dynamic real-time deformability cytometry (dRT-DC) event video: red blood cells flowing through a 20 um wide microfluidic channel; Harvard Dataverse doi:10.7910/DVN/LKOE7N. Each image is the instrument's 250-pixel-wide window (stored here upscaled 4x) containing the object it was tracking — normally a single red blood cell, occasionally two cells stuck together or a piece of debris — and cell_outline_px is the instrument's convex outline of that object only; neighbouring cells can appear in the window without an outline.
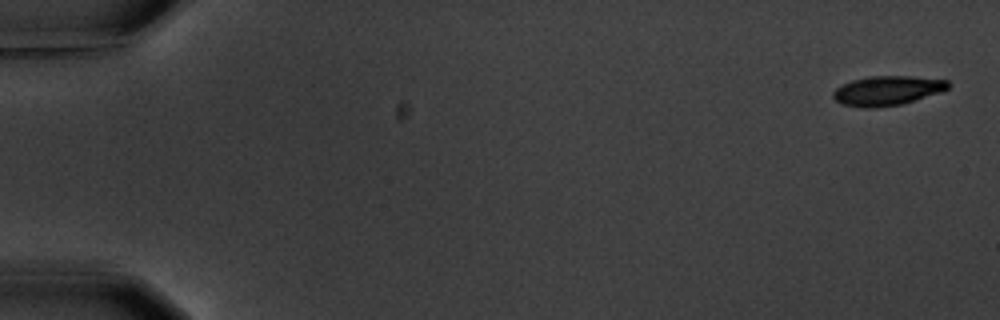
{"species": "common noctule bat (a hibernating species)", "species_latin": "Nyctalus noctula", "temperature_condition": "warm", "stored_images_in_passage": 5, "camera_frame_rate_fps": 3000, "um_per_image_px": 0.085, "animal": {"sex": "male", "body_mass_g": 20.1, "forearm_length_mm": 53.5}, "frame": {"image": 1, "passage_image": 1, "time_ms": 0.0, "image_size_px": [1000, 320], "cell_outline_px": [[948, 88], [940, 92], [904, 104], [872, 108], [864, 108], [840, 104], [832, 96], [832, 92], [836, 88], [852, 80], [868, 76], [912, 76], [948, 80]], "centroid_in_image_um": [75.39, 7.71], "position_along_channel_um": 9.6, "area_um2": 19.83}}
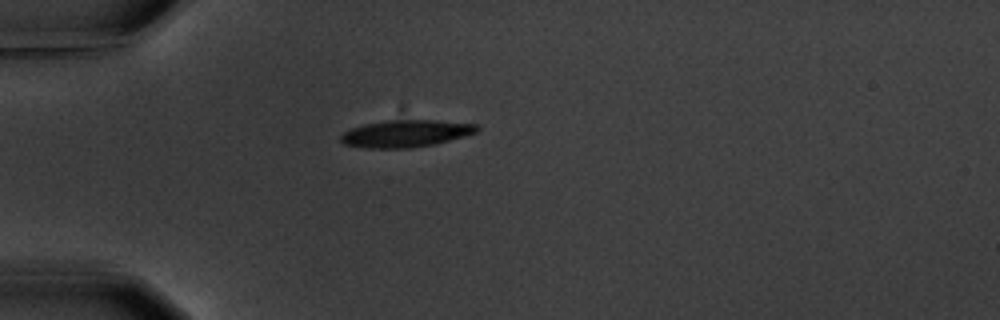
{"frame": {"image": 2, "passage_image": 5, "time_ms": 5.0, "image_size_px": [1000, 320], "cell_outline_px": [[480, 128], [476, 132], [464, 136], [436, 144], [412, 148], [364, 148], [344, 144], [340, 140], [340, 136], [344, 132], [352, 128], [364, 124], [384, 120], [436, 120], [476, 124]], "centroid_in_image_um": [34.48, 11.35], "position_along_channel_um": 50.5, "area_um2": 21.62}}